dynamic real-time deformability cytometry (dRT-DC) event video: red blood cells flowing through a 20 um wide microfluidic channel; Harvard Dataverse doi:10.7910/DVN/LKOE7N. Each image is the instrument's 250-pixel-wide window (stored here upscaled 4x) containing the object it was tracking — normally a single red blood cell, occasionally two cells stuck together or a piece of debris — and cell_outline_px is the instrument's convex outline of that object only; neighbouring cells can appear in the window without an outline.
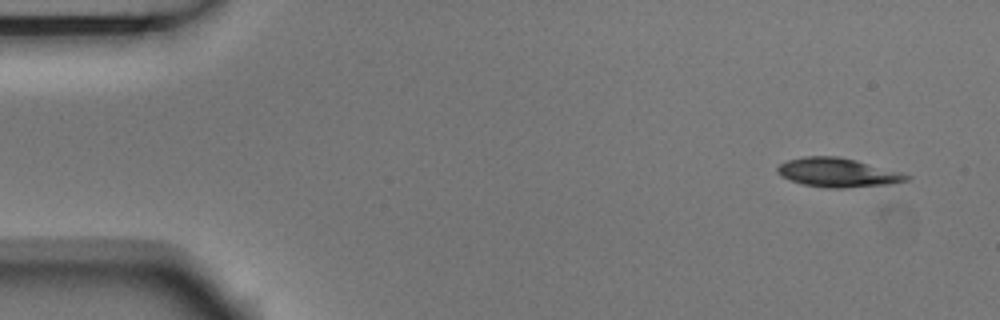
{"species": "Egyptian fruit bat (a non-hibernating species)", "species_latin": "Rousettus aegyptiacus", "temperature_condition": "room temperature", "stored_images_in_passage": 2, "camera_frame_rate_fps": 3000, "um_per_image_px": 0.085, "animal": {"sex": "male"}, "frame": {"image": 1, "passage_image": 1, "time_ms": 0.0, "image_size_px": [1000, 320], "cell_outline_px": [[912, 176], [908, 180], [888, 184], [844, 188], [828, 188], [804, 184], [780, 176], [776, 172], [776, 168], [780, 164], [788, 160], [804, 156], [836, 156], [856, 160], [900, 172]], "centroid_in_image_um": [71.18, 14.66], "position_along_channel_um": 13.8, "area_um2": 21.62}}
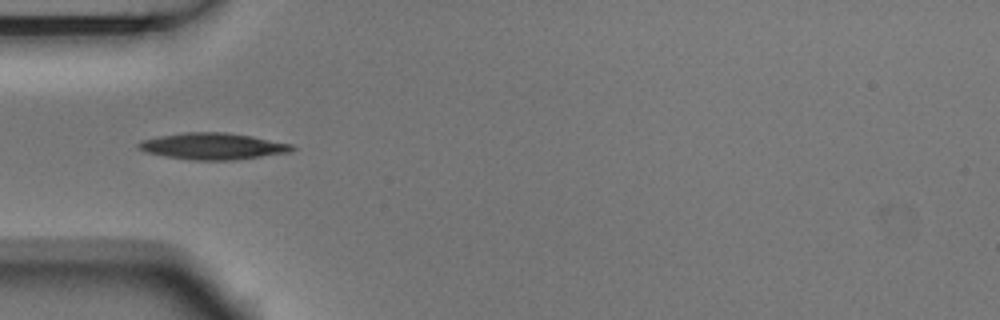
{"frame": {"image": 2, "passage_image": 2, "time_ms": 0.333, "image_size_px": [1000, 320], "cell_outline_px": [[296, 148], [288, 152], [232, 160], [192, 160], [164, 156], [144, 152], [136, 148], [136, 144], [140, 140], [160, 136], [184, 132], [224, 132], [252, 136], [292, 144]], "centroid_in_image_um": [18.01, 12.42], "position_along_channel_um": 67.0, "area_um2": 23.7}}